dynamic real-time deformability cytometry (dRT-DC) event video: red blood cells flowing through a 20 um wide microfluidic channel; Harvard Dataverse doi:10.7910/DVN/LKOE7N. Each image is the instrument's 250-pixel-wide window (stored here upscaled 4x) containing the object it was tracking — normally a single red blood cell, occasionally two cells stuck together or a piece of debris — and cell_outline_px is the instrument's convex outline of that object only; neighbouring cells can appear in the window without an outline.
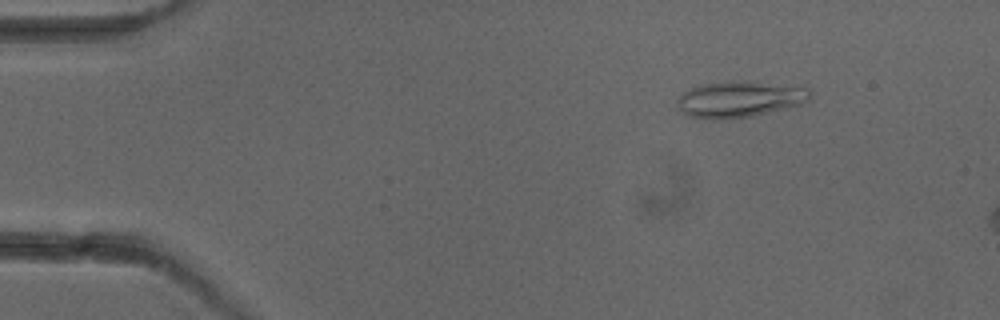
{"species": "common noctule bat (a hibernating species)", "species_latin": "Nyctalus noctula", "temperature_condition": "cold", "stored_images_in_passage": 4, "camera_frame_rate_fps": 3000, "um_per_image_px": 0.085, "animal": {"sex": "female"}, "frame": {"image": 1, "passage_image": 2, "time_ms": 1.0, "image_size_px": [1000, 320], "cell_outline_px": [[812, 92], [808, 100], [800, 104], [752, 116], [720, 120], [704, 120], [688, 116], [676, 104], [676, 100], [684, 92], [700, 84], [732, 80], [744, 80], [808, 88]], "centroid_in_image_um": [62.81, 8.43], "position_along_channel_um": 22.2, "area_um2": 28.09}}